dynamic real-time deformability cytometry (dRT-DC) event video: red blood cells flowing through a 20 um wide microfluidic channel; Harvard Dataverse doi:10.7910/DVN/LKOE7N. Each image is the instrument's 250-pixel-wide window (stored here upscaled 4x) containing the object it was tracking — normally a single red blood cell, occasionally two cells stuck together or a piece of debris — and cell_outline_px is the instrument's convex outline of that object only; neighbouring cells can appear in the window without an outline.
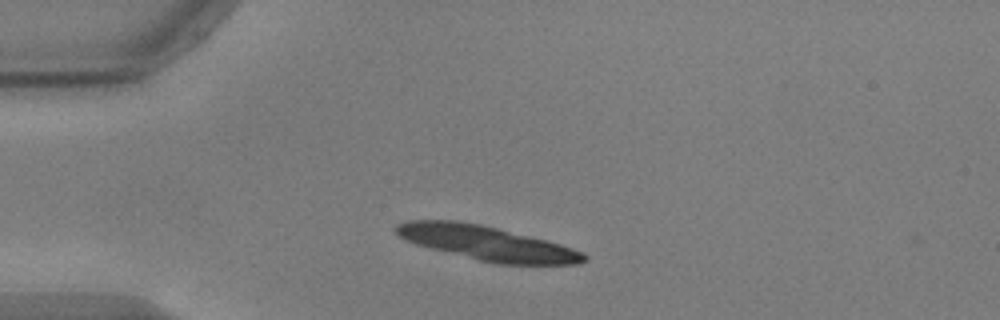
{"species": "common noctule bat (a hibernating species)", "species_latin": "Nyctalus noctula", "temperature_condition": "warm", "stored_images_in_passage": 41, "segment_of_instrument_passage": [1, 2], "camera_frame_rate_fps": 3000, "um_per_image_px": 0.085, "animal": {"sex": "male", "body_mass_g": 17.9, "forearm_length_mm": 54.2}, "frame": {"image": 1, "passage_image": 1, "time_ms": 0.0, "image_size_px": [1000, 320], "cell_outline_px": [[588, 260], [580, 264], [496, 264], [416, 244], [400, 236], [392, 228], [396, 224], [404, 220], [460, 220], [480, 224], [560, 244], [584, 252], [588, 256]], "centroid_in_image_um": [41.38, 20.65], "position_along_channel_um": 43.6, "area_um2": 37.28}}